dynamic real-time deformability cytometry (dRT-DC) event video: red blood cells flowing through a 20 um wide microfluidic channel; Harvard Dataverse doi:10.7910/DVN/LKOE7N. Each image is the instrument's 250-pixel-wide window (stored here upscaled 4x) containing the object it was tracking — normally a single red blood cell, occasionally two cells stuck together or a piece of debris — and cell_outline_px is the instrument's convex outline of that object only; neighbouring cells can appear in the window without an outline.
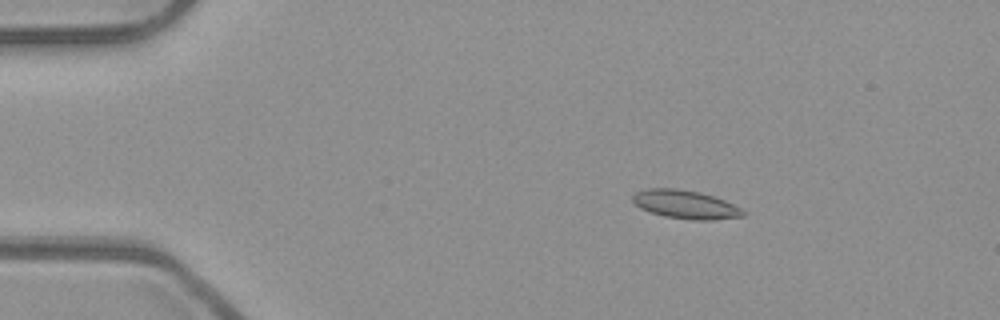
{"species": "common noctule bat (a hibernating species)", "species_latin": "Nyctalus noctula", "temperature_condition": "room temperature", "stored_images_in_passage": 54, "camera_frame_rate_fps": 3000, "um_per_image_px": 0.085, "animal": {"sex": "male", "body_mass_g": 23.1, "forearm_length_mm": 52.7}, "frame": {"image": 1, "passage_image": 10, "time_ms": 3.0, "image_size_px": [1000, 320], "cell_outline_px": [[744, 216], [712, 220], [696, 220], [664, 216], [640, 208], [632, 200], [632, 196], [636, 192], [648, 188], [676, 188], [700, 192], [724, 200], [740, 208], [744, 212]], "centroid_in_image_um": [58.24, 17.37], "position_along_channel_um": 26.8, "area_um2": 18.09}}
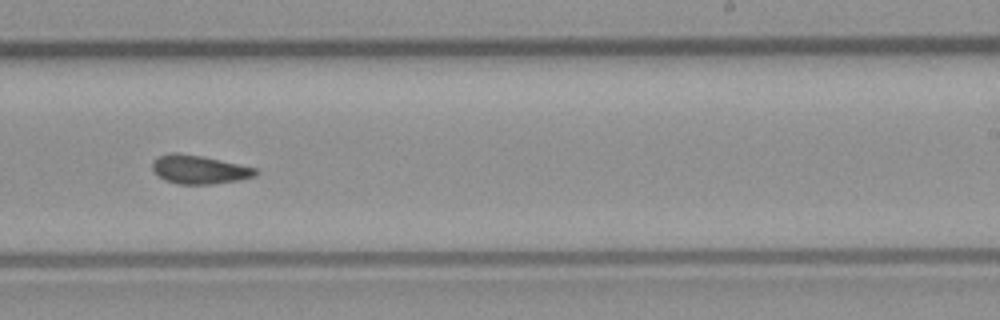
{"frame": {"image": 2, "passage_image": 34, "time_ms": 11.0, "image_size_px": [1000, 320], "cell_outline_px": [[256, 176], [236, 180], [212, 184], [176, 184], [164, 180], [152, 168], [152, 160], [156, 156], [172, 152], [180, 152], [204, 156], [256, 168]], "centroid_in_image_um": [16.88, 14.39], "position_along_channel_um": 272.1, "area_um2": 17.28}}
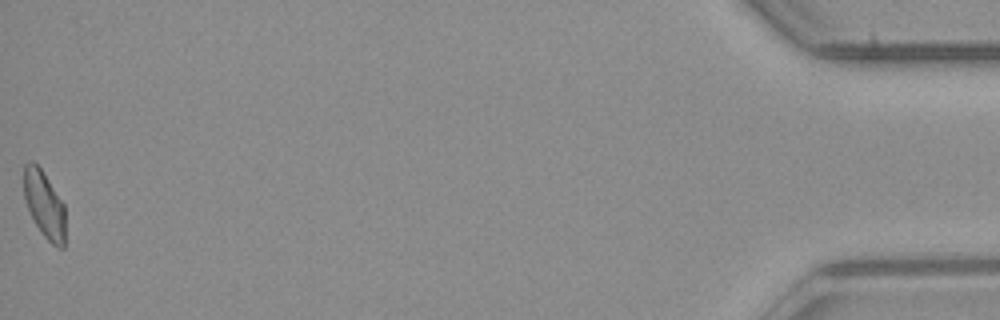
{"frame": {"image": 3, "passage_image": 54, "time_ms": 17.667, "image_size_px": [1000, 320], "cell_outline_px": [[64, 248], [56, 248], [44, 236], [36, 224], [28, 208], [24, 196], [24, 164], [28, 160], [32, 160], [40, 168], [64, 204]], "centroid_in_image_um": [3.76, 17.38], "position_along_channel_um": 431.4, "area_um2": 15.9}, "authors_computed_cell_mechanics": {"area_um2": 17.1088, "velocity_mm_per_s": 3.9376, "shape_relaxation_time_tau1_ms": null, "shape_relaxation_time_tau2_ms": 2.9585, "deformation_change_tau1": null, "deformation_change_tau2": 0.101}}